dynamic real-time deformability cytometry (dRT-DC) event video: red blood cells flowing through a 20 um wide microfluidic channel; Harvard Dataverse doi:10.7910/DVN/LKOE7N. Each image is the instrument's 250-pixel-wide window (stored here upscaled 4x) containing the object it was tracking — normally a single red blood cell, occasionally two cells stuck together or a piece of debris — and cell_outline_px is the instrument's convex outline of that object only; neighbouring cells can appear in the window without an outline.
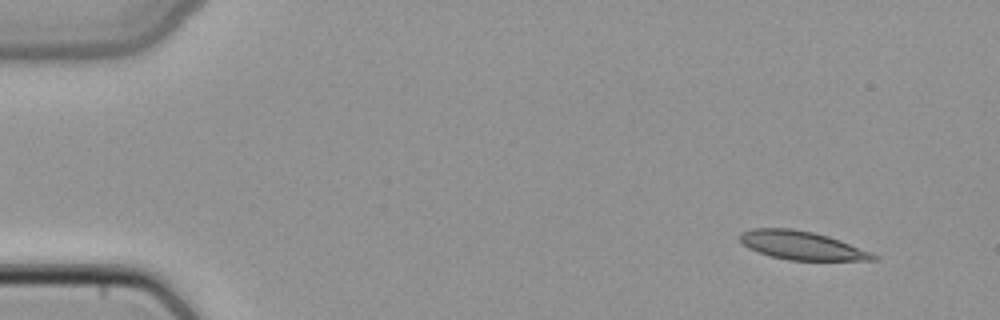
{"species": "common noctule bat (a hibernating species)", "species_latin": "Nyctalus noctula", "temperature_condition": "cold", "stored_images_in_passage": 4, "segment_of_instrument_passage": [2, 2], "camera_frame_rate_fps": 3000, "um_per_image_px": 0.085, "animal": {"sex": "female", "body_mass_g": 22.7, "forearm_length_mm": 54.2}, "frame": {"image": 1, "passage_image": 4, "time_ms": 1.0, "image_size_px": [1000, 320], "cell_outline_px": [[880, 260], [788, 260], [772, 256], [748, 248], [740, 240], [740, 232], [752, 228], [792, 228], [812, 232], [828, 236], [840, 240], [880, 256]], "centroid_in_image_um": [68.16, 20.86], "position_along_channel_um": 16.8, "area_um2": 22.02}}